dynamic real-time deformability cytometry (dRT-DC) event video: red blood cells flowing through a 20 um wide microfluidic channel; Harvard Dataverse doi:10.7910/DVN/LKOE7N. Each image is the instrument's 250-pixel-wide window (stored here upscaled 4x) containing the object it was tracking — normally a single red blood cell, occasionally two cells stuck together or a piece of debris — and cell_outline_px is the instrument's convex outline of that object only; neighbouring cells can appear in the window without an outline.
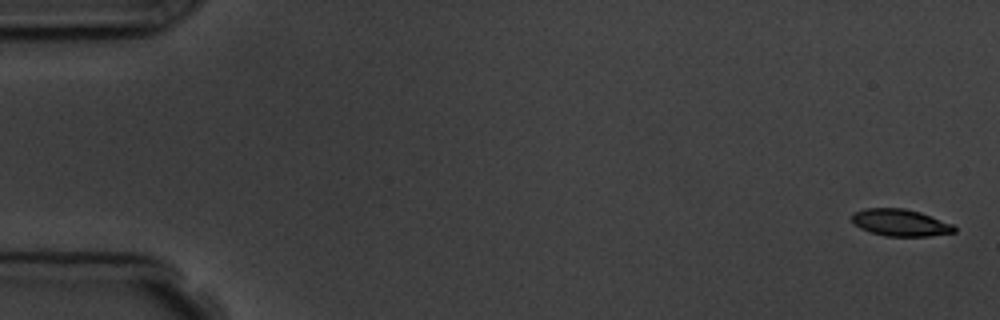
{"species": "common noctule bat (a hibernating species)", "species_latin": "Nyctalus noctula", "temperature_condition": "room temperature", "stored_images_in_passage": 8, "camera_frame_rate_fps": 3000, "um_per_image_px": 0.085, "animal": {"sex": "male", "body_mass_g": 19.5, "forearm_length_mm": 54.6}, "frame": {"image": 1, "passage_image": 1, "time_ms": 0.0, "image_size_px": [1000, 320], "cell_outline_px": [[956, 232], [928, 236], [884, 236], [860, 228], [852, 220], [852, 212], [864, 208], [904, 208], [920, 212], [952, 224], [956, 228]], "centroid_in_image_um": [76.52, 18.92], "position_along_channel_um": 8.5, "area_um2": 16.01}}
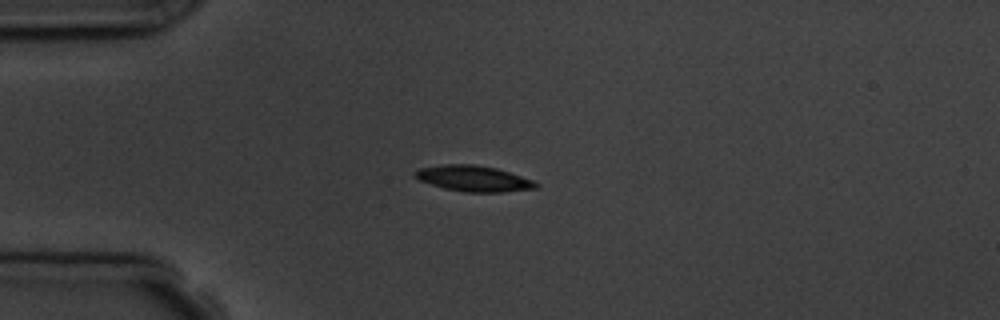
{"frame": {"image": 2, "passage_image": 4, "time_ms": 4.333, "image_size_px": [1000, 320], "cell_outline_px": [[540, 184], [536, 188], [504, 192], [464, 192], [444, 188], [420, 180], [412, 176], [412, 172], [420, 168], [444, 164], [472, 164], [496, 168], [532, 180]], "centroid_in_image_um": [40.22, 15.17], "position_along_channel_um": 44.8, "area_um2": 18.09}}